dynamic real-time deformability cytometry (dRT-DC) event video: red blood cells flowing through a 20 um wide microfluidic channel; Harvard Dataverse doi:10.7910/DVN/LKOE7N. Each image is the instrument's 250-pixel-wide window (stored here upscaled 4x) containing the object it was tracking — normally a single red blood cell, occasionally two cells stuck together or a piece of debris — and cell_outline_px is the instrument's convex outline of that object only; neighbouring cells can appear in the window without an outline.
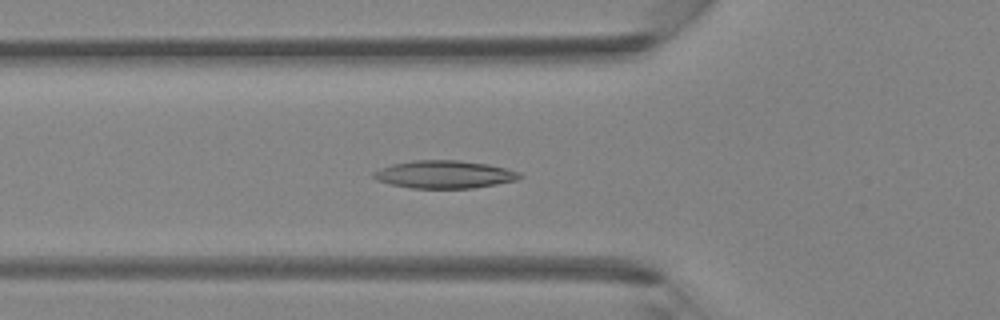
{"species": "Egyptian fruit bat (a non-hibernating species)", "species_latin": "Rousettus aegyptiacus", "temperature_condition": "room temperature", "stored_images_in_passage": 32, "camera_frame_rate_fps": 3000, "um_per_image_px": 0.085, "animal": {"sex": "female"}, "frame": {"image": 1, "passage_image": 4, "time_ms": 1.0, "image_size_px": [1000, 320], "cell_outline_px": [[524, 176], [516, 180], [496, 184], [472, 188], [412, 188], [392, 184], [376, 180], [372, 176], [372, 172], [380, 168], [392, 164], [412, 160], [460, 160], [488, 164], [508, 168], [520, 172]], "centroid_in_image_um": [37.79, 14.81], "position_along_channel_um": 88.0, "area_um2": 23.76}}
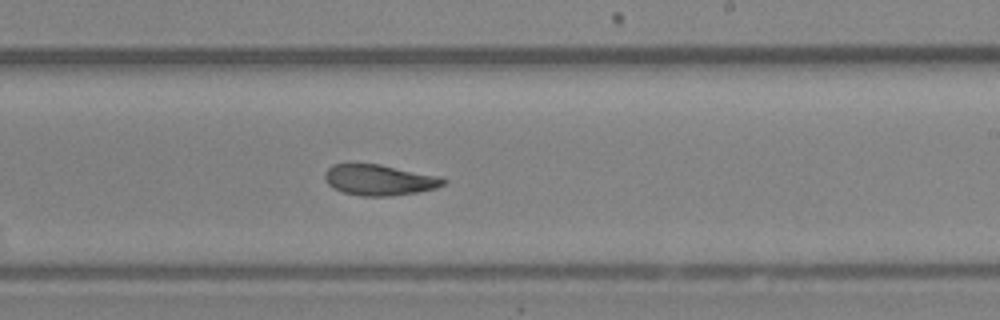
{"frame": {"image": 2, "passage_image": 15, "time_ms": 4.667, "image_size_px": [1000, 320], "cell_outline_px": [[448, 180], [444, 184], [436, 188], [416, 192], [392, 196], [360, 196], [344, 192], [332, 188], [324, 180], [324, 172], [332, 164], [380, 164], [444, 176]], "centroid_in_image_um": [32.27, 15.29], "position_along_channel_um": 256.7, "area_um2": 21.62}}
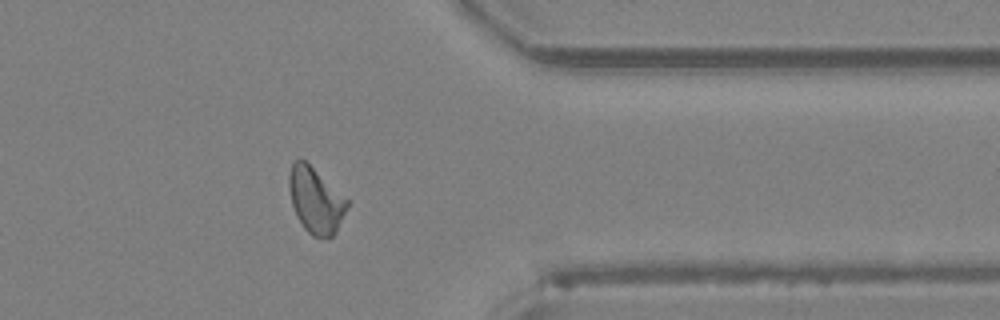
{"frame": {"image": 3, "passage_image": 24, "time_ms": 7.667, "image_size_px": [1000, 320], "cell_outline_px": [[348, 204], [332, 236], [328, 240], [312, 236], [304, 228], [296, 216], [292, 204], [288, 188], [288, 172], [292, 164], [300, 156], [348, 200]], "centroid_in_image_um": [26.77, 17.02], "position_along_channel_um": 384.6, "area_um2": 21.96}}